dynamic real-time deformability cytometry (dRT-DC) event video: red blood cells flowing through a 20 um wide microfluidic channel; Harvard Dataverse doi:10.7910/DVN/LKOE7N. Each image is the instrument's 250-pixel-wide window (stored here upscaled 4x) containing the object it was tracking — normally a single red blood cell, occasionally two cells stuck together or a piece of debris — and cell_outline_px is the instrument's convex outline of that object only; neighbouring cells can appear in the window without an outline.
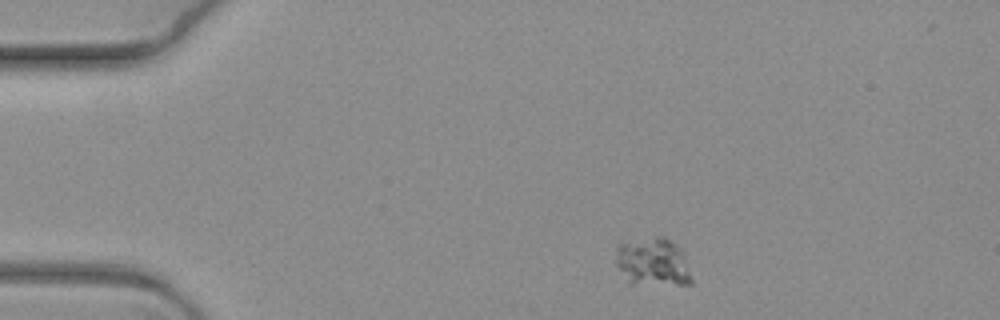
{"species": "common noctule bat (a hibernating species)", "species_latin": "Nyctalus noctula", "temperature_condition": "warm", "stored_images_in_passage": 8, "camera_frame_rate_fps": 3000, "um_per_image_px": 0.085, "animal": {"sex": "female", "body_mass_g": 19.3, "forearm_length_mm": 54.1}, "frame": {"image": 1, "passage_image": 1, "time_ms": 0.0, "image_size_px": [1000, 320], "cell_outline_px": [[692, 284], [628, 284], [616, 264], [616, 244], [620, 240], [656, 236], [664, 236], [676, 244], [684, 252], [692, 280]], "centroid_in_image_um": [55.45, 22.23], "position_along_channel_um": 29.6, "area_um2": 22.02}}
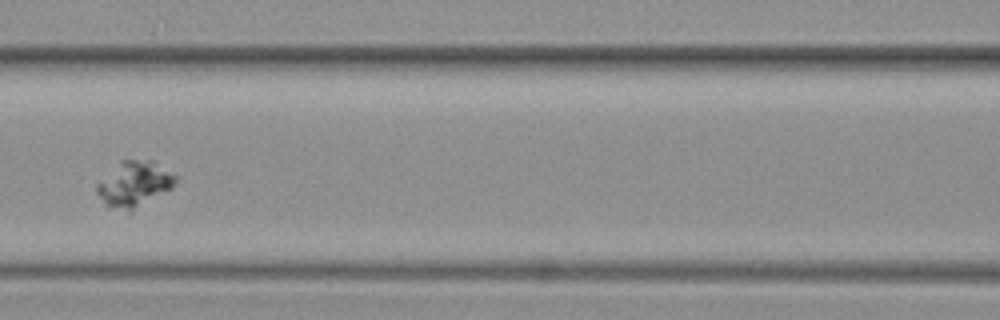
{"frame": {"image": 2, "passage_image": 6, "time_ms": 1.667, "image_size_px": [1000, 320], "cell_outline_px": [[180, 176], [172, 188], [132, 212], [128, 212], [108, 208], [104, 204], [96, 192], [96, 184], [120, 160], [152, 160]], "centroid_in_image_um": [11.43, 15.67], "position_along_channel_um": 155.2, "area_um2": 21.39}}
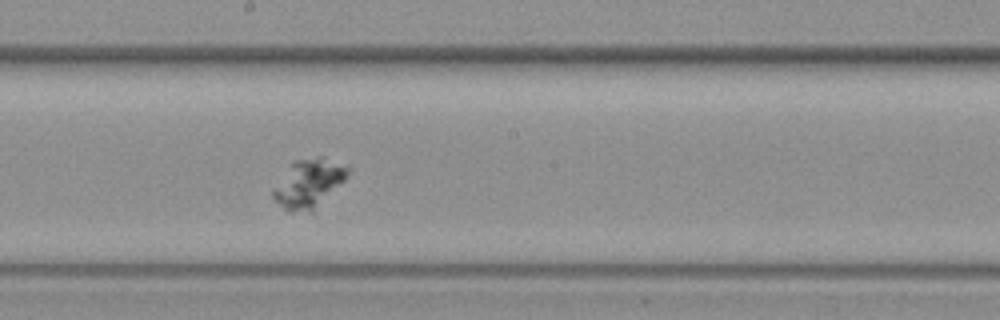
{"frame": {"image": 3, "passage_image": 8, "time_ms": 2.333, "image_size_px": [1000, 320], "cell_outline_px": [[352, 168], [344, 180], [312, 212], [288, 212], [272, 200], [272, 188], [292, 160], [316, 156], [324, 156]], "centroid_in_image_um": [26.19, 15.57], "position_along_channel_um": 222.0, "area_um2": 21.62}}